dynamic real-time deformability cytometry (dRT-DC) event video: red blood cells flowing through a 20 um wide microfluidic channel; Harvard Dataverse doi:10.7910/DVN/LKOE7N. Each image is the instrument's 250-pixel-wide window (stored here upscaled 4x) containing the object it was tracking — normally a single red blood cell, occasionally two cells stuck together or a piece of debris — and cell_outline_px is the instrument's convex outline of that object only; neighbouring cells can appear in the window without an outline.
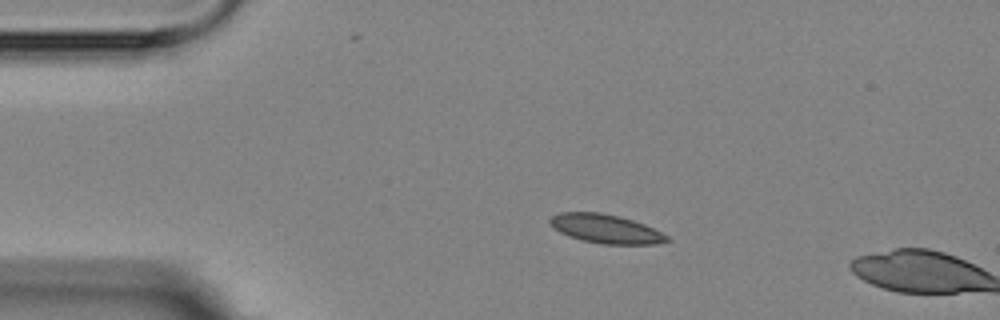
{"species": "Egyptian fruit bat (a non-hibernating species)", "species_latin": "Rousettus aegyptiacus", "temperature_condition": "room temperature", "stored_images_in_passage": 3, "camera_frame_rate_fps": 3000, "um_per_image_px": 0.085, "animal": {"sex": "female"}, "frame": {"image": 1, "passage_image": 2, "time_ms": 2.0, "image_size_px": [1000, 320], "cell_outline_px": [[672, 240], [656, 244], [604, 244], [580, 240], [568, 236], [552, 228], [548, 220], [552, 216], [560, 212], [600, 212], [620, 216], [644, 224], [668, 236]], "centroid_in_image_um": [51.46, 19.45], "position_along_channel_um": 33.5, "area_um2": 19.77}}